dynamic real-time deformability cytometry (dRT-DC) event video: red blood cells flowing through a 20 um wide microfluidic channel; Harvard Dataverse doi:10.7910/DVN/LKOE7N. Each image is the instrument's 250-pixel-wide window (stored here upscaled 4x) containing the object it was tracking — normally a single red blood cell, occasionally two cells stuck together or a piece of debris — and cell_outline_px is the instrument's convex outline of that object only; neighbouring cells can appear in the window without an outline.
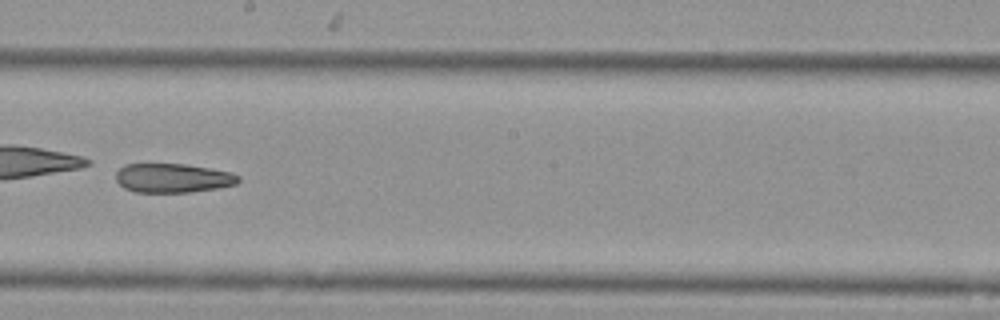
{"species": "Egyptian fruit bat (a non-hibernating species)", "species_latin": "Rousettus aegyptiacus", "temperature_condition": "cold", "stored_images_in_passage": 53, "camera_frame_rate_fps": 3000, "um_per_image_px": 0.085, "animal": {"sex": "female"}, "frame": {"image": 1, "passage_image": 31, "time_ms": 10.0, "image_size_px": [1000, 320], "cell_outline_px": [[240, 180], [236, 184], [216, 188], [188, 192], [136, 192], [124, 188], [116, 180], [116, 172], [124, 164], [184, 164], [232, 172], [240, 176]], "centroid_in_image_um": [14.68, 15.13], "position_along_channel_um": 233.5, "area_um2": 20.69}}